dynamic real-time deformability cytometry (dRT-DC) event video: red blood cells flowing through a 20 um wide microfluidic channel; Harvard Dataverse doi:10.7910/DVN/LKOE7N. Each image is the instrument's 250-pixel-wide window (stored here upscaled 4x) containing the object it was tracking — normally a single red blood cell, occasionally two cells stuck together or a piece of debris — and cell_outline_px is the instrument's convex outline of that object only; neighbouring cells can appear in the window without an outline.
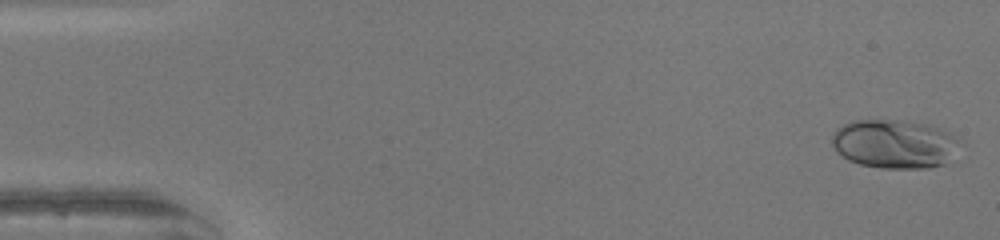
{"species": "human", "species_latin": "Homo sapiens", "temperature_condition": "warm", "stored_images_in_passage": 23, "camera_frame_rate_fps": 3000, "um_per_image_px": 0.085, "donor": {"sex": "female"}, "frame": {"image": 1, "passage_image": 1, "time_ms": 0.0, "image_size_px": [1000, 240], "cell_outline_px": [[964, 144], [944, 164], [928, 168], [880, 168], [860, 164], [848, 160], [836, 152], [832, 144], [832, 132], [836, 128], [852, 120], [908, 120], [928, 124], [952, 132], [960, 136]], "centroid_in_image_um": [76.09, 12.22], "position_along_channel_um": 8.9, "area_um2": 37.28}}
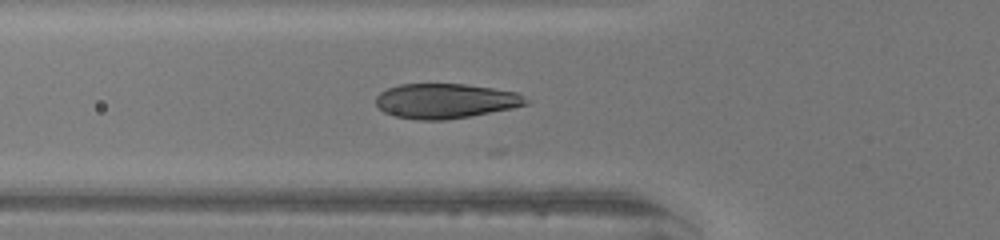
{"frame": {"image": 2, "passage_image": 17, "time_ms": 5.333, "image_size_px": [1000, 240], "cell_outline_px": [[532, 100], [528, 104], [512, 108], [468, 116], [444, 120], [420, 120], [396, 116], [384, 112], [376, 104], [376, 96], [380, 92], [388, 88], [400, 84], [464, 84], [492, 88], [516, 92]], "centroid_in_image_um": [37.88, 8.57], "position_along_channel_um": 87.9, "area_um2": 30.35}}
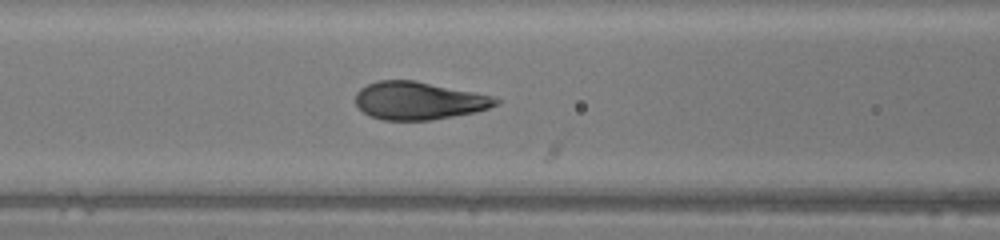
{"frame": {"image": 3, "passage_image": 20, "time_ms": 6.333, "image_size_px": [1000, 240], "cell_outline_px": [[500, 104], [476, 112], [432, 120], [384, 120], [368, 116], [356, 104], [356, 92], [360, 88], [376, 80], [416, 80], [492, 96], [500, 100]], "centroid_in_image_um": [35.58, 8.56], "position_along_channel_um": 131.0, "area_um2": 30.98}}